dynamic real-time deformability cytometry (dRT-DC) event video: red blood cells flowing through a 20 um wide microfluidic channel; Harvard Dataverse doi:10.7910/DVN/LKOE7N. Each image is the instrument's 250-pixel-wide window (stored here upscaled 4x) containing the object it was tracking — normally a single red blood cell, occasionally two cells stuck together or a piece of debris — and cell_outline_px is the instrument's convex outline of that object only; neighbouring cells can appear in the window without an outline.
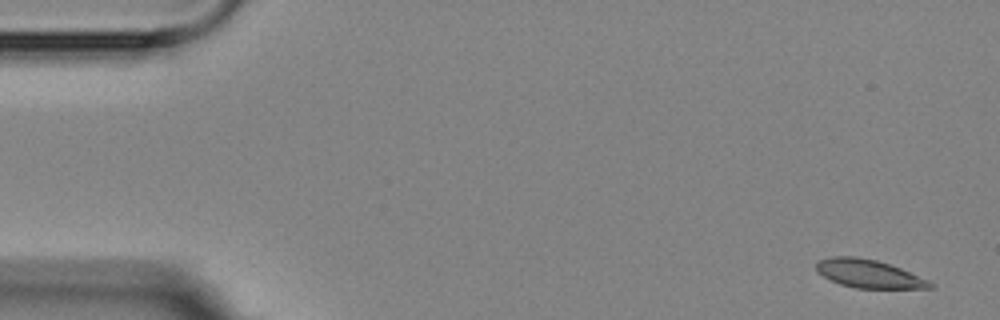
{"species": "Egyptian fruit bat (a non-hibernating species)", "species_latin": "Rousettus aegyptiacus", "temperature_condition": "room temperature", "stored_images_in_passage": 4, "camera_frame_rate_fps": 3000, "um_per_image_px": 0.085, "animal": {"sex": "female"}, "frame": {"image": 1, "passage_image": 1, "time_ms": 0.0, "image_size_px": [1000, 320], "cell_outline_px": [[936, 288], [856, 288], [840, 284], [816, 272], [816, 264], [820, 260], [832, 256], [856, 256], [876, 260], [900, 268], [928, 280], [936, 284]], "centroid_in_image_um": [73.86, 23.27], "position_along_channel_um": 11.1, "area_um2": 18.61}}
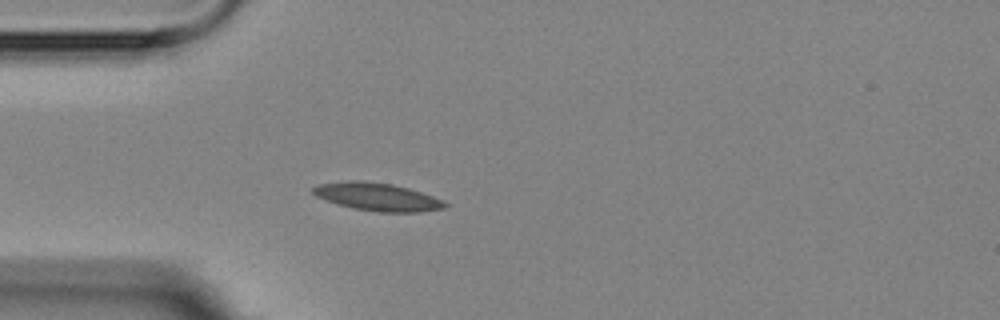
{"frame": {"image": 2, "passage_image": 4, "time_ms": 4.333, "image_size_px": [1000, 320], "cell_outline_px": [[448, 204], [444, 208], [416, 212], [380, 212], [352, 208], [316, 196], [312, 192], [312, 188], [320, 184], [348, 180], [364, 180], [392, 184], [408, 188], [444, 200]], "centroid_in_image_um": [32.08, 16.72], "position_along_channel_um": 52.9, "area_um2": 21.21}}